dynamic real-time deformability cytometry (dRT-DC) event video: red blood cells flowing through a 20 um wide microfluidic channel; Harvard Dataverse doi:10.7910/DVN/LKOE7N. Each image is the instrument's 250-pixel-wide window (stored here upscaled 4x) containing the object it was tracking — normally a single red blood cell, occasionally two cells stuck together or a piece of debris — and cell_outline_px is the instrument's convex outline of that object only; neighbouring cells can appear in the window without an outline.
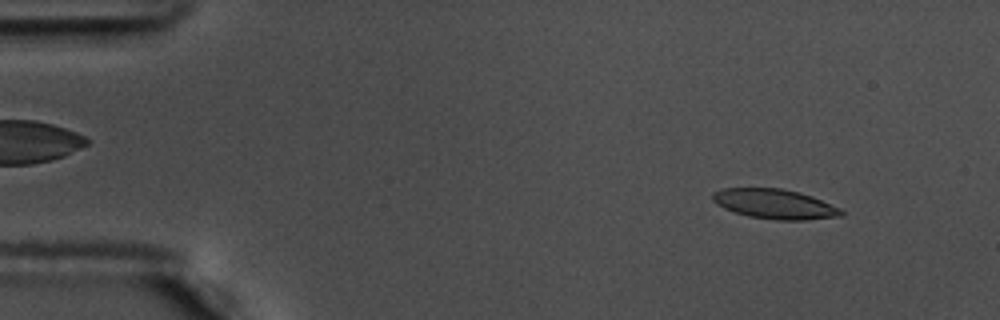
{"species": "common noctule bat (a hibernating species)", "species_latin": "Nyctalus noctula", "temperature_condition": "warm", "stored_images_in_passage": 18, "camera_frame_rate_fps": 3000, "um_per_image_px": 0.085, "animal": {"sex": "male", "body_mass_g": 17.5, "forearm_length_mm": 52.3}, "frame": {"image": 1, "passage_image": 6, "time_ms": 1.667, "image_size_px": [1000, 320], "cell_outline_px": [[844, 216], [804, 220], [776, 220], [748, 216], [724, 208], [716, 204], [712, 200], [712, 192], [724, 188], [780, 188], [800, 192], [812, 196], [840, 208], [844, 212]], "centroid_in_image_um": [65.86, 17.34], "position_along_channel_um": 19.1, "area_um2": 22.37}}
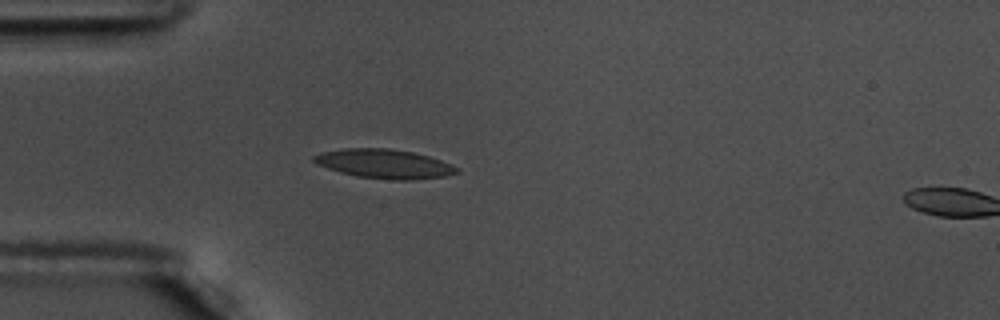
{"frame": {"image": 2, "passage_image": 16, "time_ms": 5.0, "image_size_px": [1000, 320], "cell_outline_px": [[460, 172], [444, 176], [412, 180], [392, 180], [356, 176], [340, 172], [316, 164], [312, 160], [312, 156], [320, 152], [344, 148], [388, 148], [412, 152], [428, 156], [452, 164], [460, 168]], "centroid_in_image_um": [32.65, 13.92], "position_along_channel_um": 52.3, "area_um2": 24.39}}